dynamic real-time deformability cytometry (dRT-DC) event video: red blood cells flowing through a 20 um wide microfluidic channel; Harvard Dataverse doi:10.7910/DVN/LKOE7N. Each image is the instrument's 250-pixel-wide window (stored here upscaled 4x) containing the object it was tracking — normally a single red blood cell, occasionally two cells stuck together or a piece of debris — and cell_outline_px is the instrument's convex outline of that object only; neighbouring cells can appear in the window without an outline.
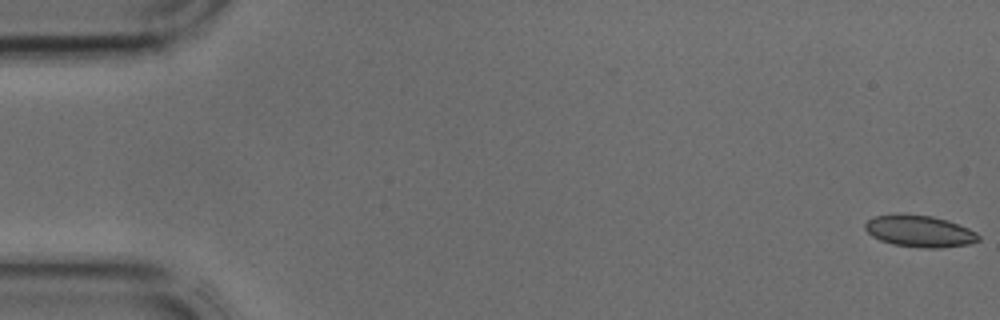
{"species": "common noctule bat (a hibernating species)", "species_latin": "Nyctalus noctula", "temperature_condition": "cold", "stored_images_in_passage": 44, "segment_of_instrument_passage": [1, 2], "camera_frame_rate_fps": 3000, "um_per_image_px": 0.085, "animal": {"sex": "male", "body_mass_g": 17.9, "forearm_length_mm": 54.2}, "frame": {"image": 1, "passage_image": 1, "time_ms": 0.0, "image_size_px": [1000, 320], "cell_outline_px": [[980, 240], [968, 244], [940, 248], [928, 248], [892, 244], [880, 240], [872, 236], [864, 228], [864, 224], [872, 216], [932, 216], [948, 220], [968, 228], [976, 232], [980, 236]], "centroid_in_image_um": [78.19, 19.68], "position_along_channel_um": 6.8, "area_um2": 20.4}}
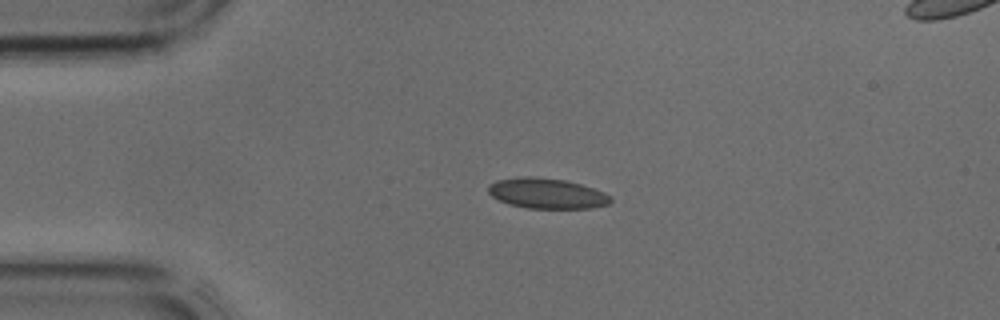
{"frame": {"image": 2, "passage_image": 10, "time_ms": 3.0, "image_size_px": [1000, 320], "cell_outline_px": [[612, 200], [608, 204], [592, 208], [528, 208], [508, 204], [492, 196], [488, 192], [488, 184], [496, 180], [524, 176], [536, 176], [564, 180], [580, 184], [604, 192]], "centroid_in_image_um": [46.44, 16.43], "position_along_channel_um": 38.6, "area_um2": 21.56}}
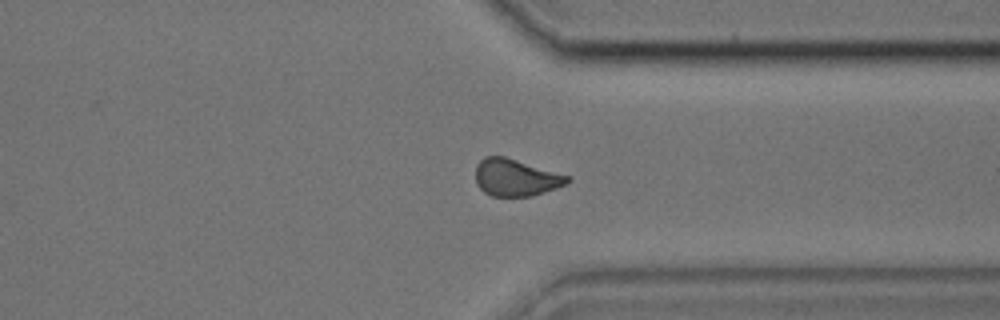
{"frame": {"image": 3, "passage_image": 33, "time_ms": 10.667, "image_size_px": [1000, 320], "cell_outline_px": [[572, 180], [556, 188], [532, 196], [492, 196], [484, 192], [476, 184], [476, 164], [484, 156], [504, 156], [572, 176]], "centroid_in_image_um": [43.85, 15.08], "position_along_channel_um": 367.6, "area_um2": 19.94}}